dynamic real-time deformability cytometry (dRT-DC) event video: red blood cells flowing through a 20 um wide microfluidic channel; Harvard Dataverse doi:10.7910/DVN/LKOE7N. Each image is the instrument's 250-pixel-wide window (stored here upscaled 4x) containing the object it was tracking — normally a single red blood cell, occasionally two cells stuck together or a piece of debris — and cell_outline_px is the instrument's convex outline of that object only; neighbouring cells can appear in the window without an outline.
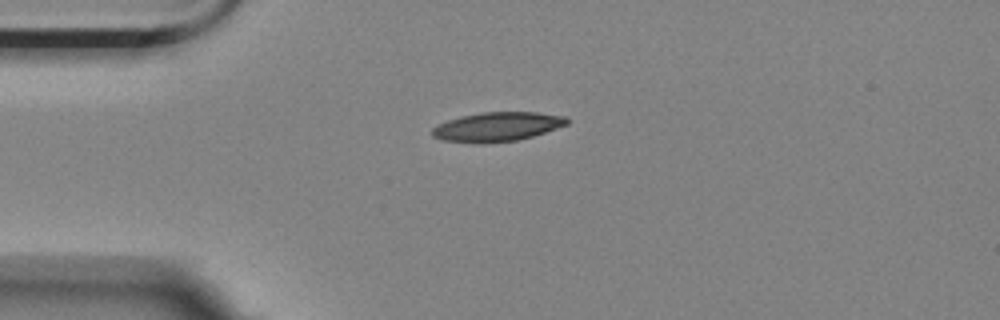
{"species": "Egyptian fruit bat (a non-hibernating species)", "species_latin": "Rousettus aegyptiacus", "temperature_condition": "room temperature", "stored_images_in_passage": 4, "camera_frame_rate_fps": 3000, "um_per_image_px": 0.085, "animal": {"sex": "female"}, "frame": {"image": 1, "passage_image": 1, "time_ms": 0.0, "image_size_px": [1000, 320], "cell_outline_px": [[568, 124], [532, 136], [516, 140], [484, 144], [444, 140], [432, 136], [432, 128], [448, 120], [460, 116], [484, 112], [536, 112], [568, 116]], "centroid_in_image_um": [42.27, 10.77], "position_along_channel_um": 42.7, "area_um2": 22.83}}
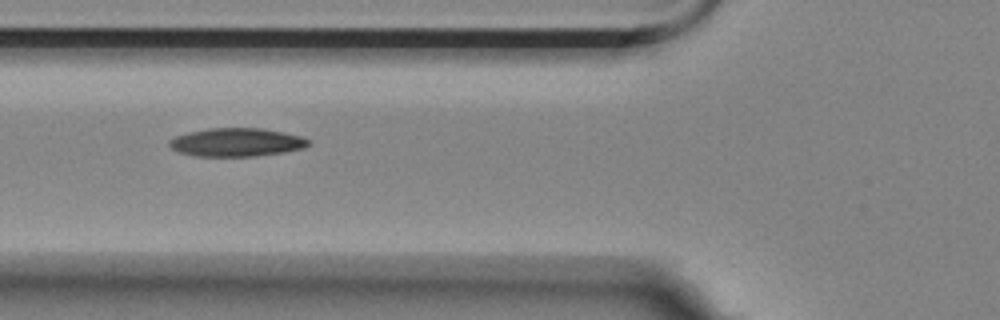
{"frame": {"image": 2, "passage_image": 3, "time_ms": 0.667, "image_size_px": [1000, 320], "cell_outline_px": [[312, 144], [304, 148], [284, 152], [256, 156], [196, 156], [180, 152], [172, 148], [168, 144], [168, 140], [176, 136], [188, 132], [208, 128], [264, 128], [304, 136], [312, 140]], "centroid_in_image_um": [20.18, 12.08], "position_along_channel_um": 105.6, "area_um2": 23.29}}
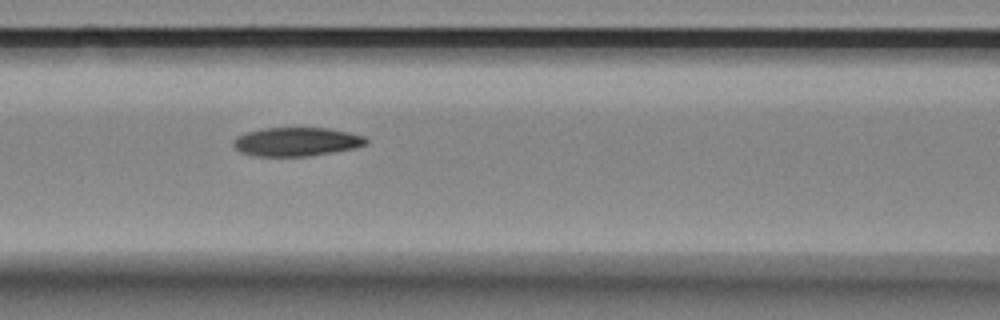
{"frame": {"image": 3, "passage_image": 4, "time_ms": 1.0, "image_size_px": [1000, 320], "cell_outline_px": [[368, 144], [356, 148], [308, 156], [252, 156], [240, 152], [232, 144], [232, 140], [236, 136], [244, 132], [264, 128], [328, 128], [348, 132], [364, 136], [368, 140]], "centroid_in_image_um": [25.17, 12.05], "position_along_channel_um": 141.4, "area_um2": 22.43}}